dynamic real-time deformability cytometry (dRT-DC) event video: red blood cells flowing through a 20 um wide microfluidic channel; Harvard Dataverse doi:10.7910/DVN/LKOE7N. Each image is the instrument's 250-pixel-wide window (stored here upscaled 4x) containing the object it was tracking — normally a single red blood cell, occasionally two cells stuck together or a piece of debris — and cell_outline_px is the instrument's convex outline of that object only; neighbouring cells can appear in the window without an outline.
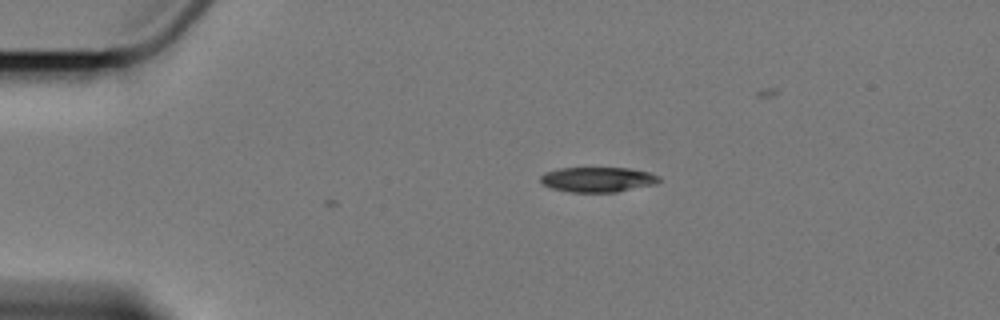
{"species": "Egyptian fruit bat (a non-hibernating species)", "species_latin": "Rousettus aegyptiacus", "temperature_condition": "cold", "stored_images_in_passage": 2, "camera_frame_rate_fps": 3000, "um_per_image_px": 0.085, "animal": {"sex": "female"}, "frame": {"image": 1, "passage_image": 2, "time_ms": 1.333, "image_size_px": [1000, 320], "cell_outline_px": [[660, 180], [656, 184], [616, 192], [568, 192], [552, 188], [544, 184], [540, 180], [540, 176], [544, 172], [560, 168], [628, 168], [648, 172], [660, 176]], "centroid_in_image_um": [50.8, 15.26], "position_along_channel_um": 34.2, "area_um2": 17.28}}